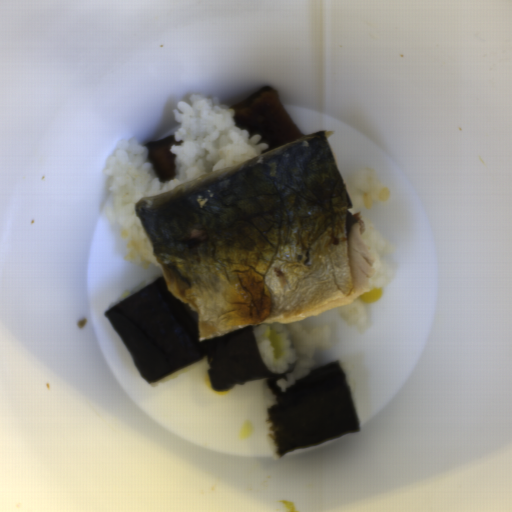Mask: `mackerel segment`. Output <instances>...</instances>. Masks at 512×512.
Instances as JSON below:
<instances>
[{"mask_svg":"<svg viewBox=\"0 0 512 512\" xmlns=\"http://www.w3.org/2000/svg\"><path fill=\"white\" fill-rule=\"evenodd\" d=\"M134 214L199 341L370 291L375 253L323 130L141 196Z\"/></svg>","mask_w":512,"mask_h":512,"instance_id":"obj_1","label":"mackerel segment"}]
</instances>
